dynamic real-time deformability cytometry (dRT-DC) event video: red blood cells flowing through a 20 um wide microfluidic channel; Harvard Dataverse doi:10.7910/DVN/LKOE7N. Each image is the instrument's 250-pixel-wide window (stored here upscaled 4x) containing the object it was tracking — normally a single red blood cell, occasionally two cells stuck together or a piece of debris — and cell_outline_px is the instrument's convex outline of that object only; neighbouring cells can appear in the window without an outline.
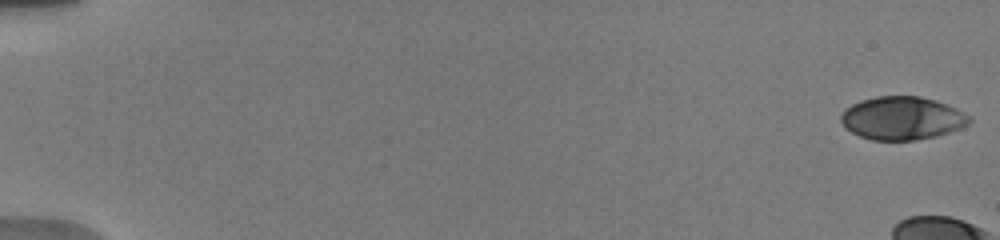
{"species": "human", "species_latin": "Homo sapiens", "temperature_condition": "warm", "stored_images_in_passage": 14, "camera_frame_rate_fps": 3000, "um_per_image_px": 0.085, "donor": {"sex": "male"}, "frame": {"image": 1, "passage_image": 1, "time_ms": 0.0, "image_size_px": [1000, 240], "cell_outline_px": [[972, 120], [968, 124], [960, 128], [936, 136], [916, 140], [872, 140], [860, 136], [852, 132], [840, 120], [840, 116], [852, 104], [860, 100], [876, 96], [920, 96], [936, 100], [956, 108], [968, 116]], "centroid_in_image_um": [76.69, 10.04], "position_along_channel_um": 8.3, "area_um2": 32.02}}